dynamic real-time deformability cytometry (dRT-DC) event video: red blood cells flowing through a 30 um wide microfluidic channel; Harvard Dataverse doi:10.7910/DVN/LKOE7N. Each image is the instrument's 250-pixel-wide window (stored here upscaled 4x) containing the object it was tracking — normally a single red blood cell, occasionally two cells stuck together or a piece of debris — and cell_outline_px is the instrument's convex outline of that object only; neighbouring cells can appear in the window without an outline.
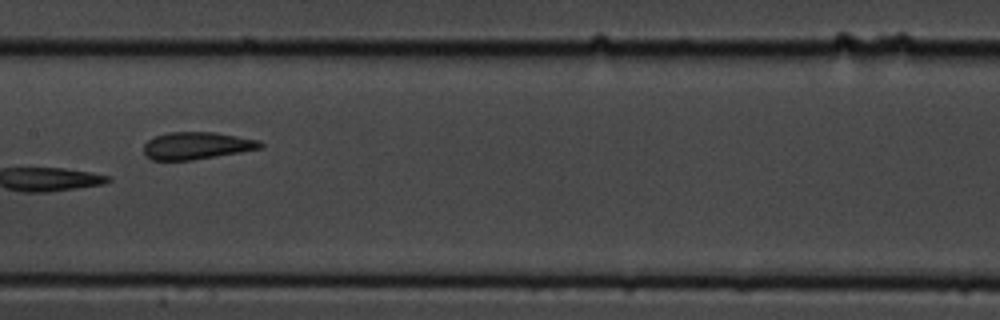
{"species": "common noctule bat (a hibernating species)", "species_latin": "Nyctalus noctula", "temperature_condition": "cold", "stored_images_in_passage": 11, "camera_frame_rate_fps": 3000, "um_per_image_px": 0.085, "animal": {"sex": "male", "body_mass_g": 19.5, "forearm_length_mm": 54.6}, "frame": {"image": 1, "passage_image": 7, "time_ms": 7.0, "image_size_px": [1000, 320], "cell_outline_px": [[264, 144], [260, 148], [240, 152], [192, 160], [152, 160], [144, 156], [144, 144], [148, 140], [156, 136], [168, 132], [216, 132], [260, 140]], "centroid_in_image_um": [16.7, 12.38], "position_along_channel_um": 190.7, "area_um2": 18.55}}
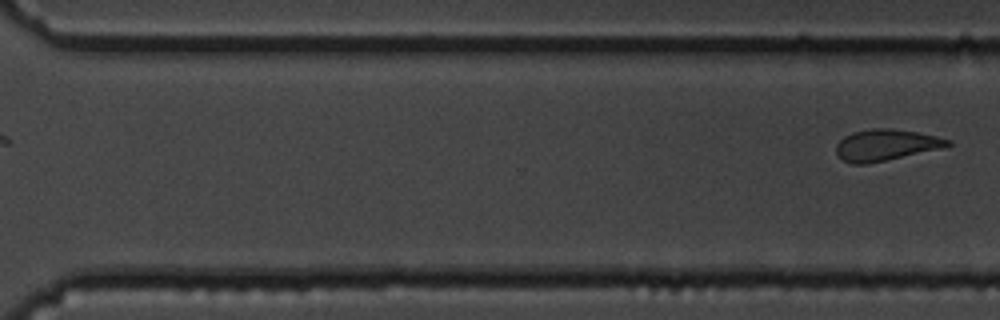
{"frame": {"image": 2, "passage_image": 11, "time_ms": 12.333, "image_size_px": [1000, 320], "cell_outline_px": [[952, 144], [940, 148], [868, 164], [852, 164], [844, 160], [836, 152], [836, 144], [844, 136], [852, 132], [872, 128], [888, 128], [916, 132], [936, 136], [952, 140]], "centroid_in_image_um": [75.27, 12.32], "position_along_channel_um": 295.3, "area_um2": 20.11}}